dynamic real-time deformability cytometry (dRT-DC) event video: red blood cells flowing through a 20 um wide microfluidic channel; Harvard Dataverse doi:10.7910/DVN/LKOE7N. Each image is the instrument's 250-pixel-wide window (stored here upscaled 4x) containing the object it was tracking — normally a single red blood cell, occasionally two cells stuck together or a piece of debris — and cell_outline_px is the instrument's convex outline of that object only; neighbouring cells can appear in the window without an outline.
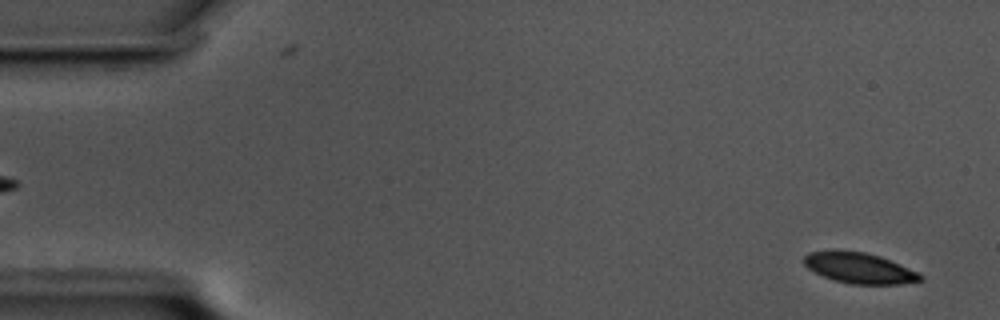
{"species": "common noctule bat (a hibernating species)", "species_latin": "Nyctalus noctula", "temperature_condition": "cold", "stored_images_in_passage": 56, "camera_frame_rate_fps": 3000, "um_per_image_px": 0.085, "animal": {"sex": "male", "body_mass_g": 17.5, "forearm_length_mm": 52.3}, "frame": {"image": 1, "passage_image": 1, "time_ms": 0.0, "image_size_px": [1000, 320], "cell_outline_px": [[924, 280], [900, 284], [852, 284], [836, 280], [824, 276], [808, 268], [804, 264], [804, 256], [808, 252], [864, 252], [880, 256], [920, 272], [924, 276]], "centroid_in_image_um": [73.14, 22.81], "position_along_channel_um": 11.9, "area_um2": 20.35}}
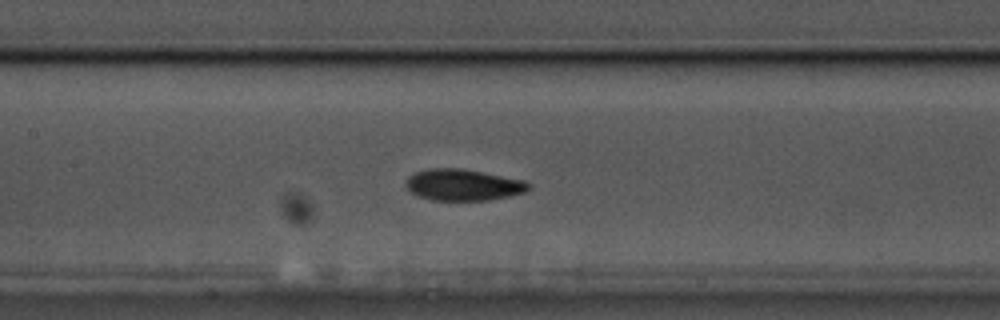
{"frame": {"image": 2, "passage_image": 25, "time_ms": 8.0, "image_size_px": [1000, 320], "cell_outline_px": [[532, 188], [524, 192], [508, 196], [488, 200], [432, 200], [408, 192], [404, 184], [408, 176], [416, 172], [432, 168], [460, 168], [524, 180]], "centroid_in_image_um": [39.32, 15.71], "position_along_channel_um": 168.1, "area_um2": 22.37}}
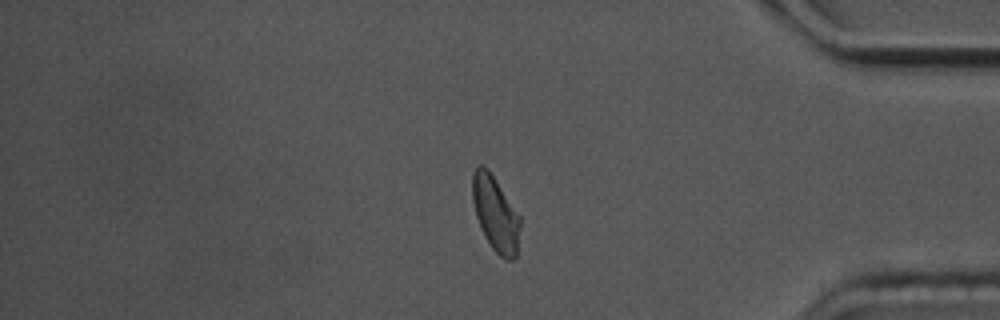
{"frame": {"image": 3, "passage_image": 47, "time_ms": 15.333, "image_size_px": [1000, 320], "cell_outline_px": [[520, 224], [516, 260], [504, 260], [492, 248], [484, 236], [476, 216], [472, 200], [472, 172], [480, 164], [488, 168], [520, 216]], "centroid_in_image_um": [42.11, 18.18], "position_along_channel_um": 393.1, "area_um2": 20.92}, "authors_computed_cell_mechanics": {"area_um2": 21.8195, "velocity_mm_per_s": 3.4391, "shape_relaxation_time_tau1_ms": 2.8183, "shape_relaxation_time_tau2_ms": 4.3063, "deformation_change_tau1": 0.0967, "deformation_change_tau2": 0.0638}}